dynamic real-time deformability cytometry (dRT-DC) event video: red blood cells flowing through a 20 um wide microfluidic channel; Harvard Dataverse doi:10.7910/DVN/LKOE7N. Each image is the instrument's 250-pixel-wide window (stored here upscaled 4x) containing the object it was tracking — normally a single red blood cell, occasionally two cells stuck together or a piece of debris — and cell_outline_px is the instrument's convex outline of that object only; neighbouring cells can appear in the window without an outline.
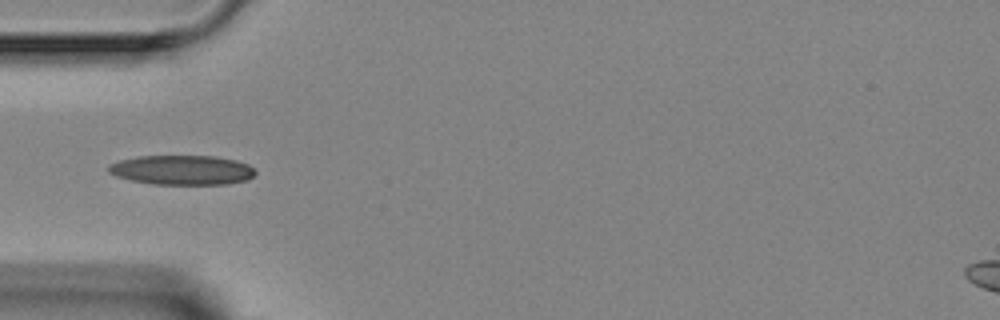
{"species": "Egyptian fruit bat (a non-hibernating species)", "species_latin": "Rousettus aegyptiacus", "temperature_condition": "room temperature", "stored_images_in_passage": 2, "camera_frame_rate_fps": 3000, "um_per_image_px": 0.085, "animal": {"sex": "female"}, "frame": {"image": 1, "passage_image": 1, "time_ms": 0.0, "image_size_px": [1000, 320], "cell_outline_px": [[256, 172], [248, 180], [228, 184], [152, 184], [132, 180], [116, 176], [108, 172], [108, 164], [120, 160], [136, 156], [216, 156], [236, 160], [248, 164]], "centroid_in_image_um": [15.47, 14.45], "position_along_channel_um": 69.5, "area_um2": 25.37}}
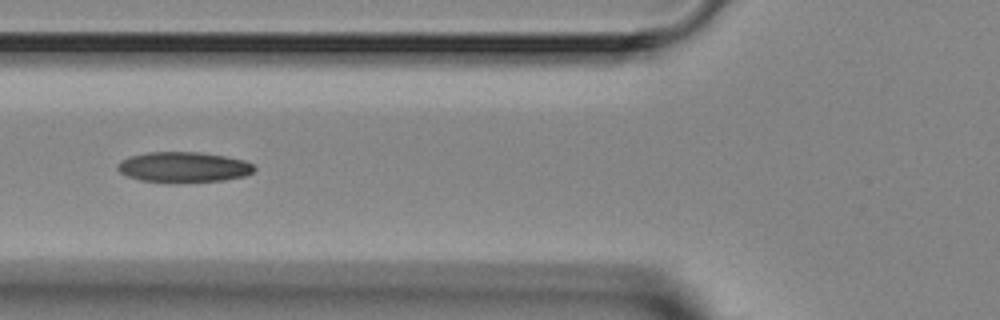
{"frame": {"image": 2, "passage_image": 2, "time_ms": 1.0, "image_size_px": [1000, 320], "cell_outline_px": [[256, 168], [252, 172], [244, 176], [224, 180], [140, 180], [128, 176], [120, 172], [116, 168], [116, 164], [120, 160], [128, 156], [148, 152], [200, 152], [224, 156], [244, 160], [252, 164]], "centroid_in_image_um": [15.57, 14.16], "position_along_channel_um": 110.2, "area_um2": 23.47}}